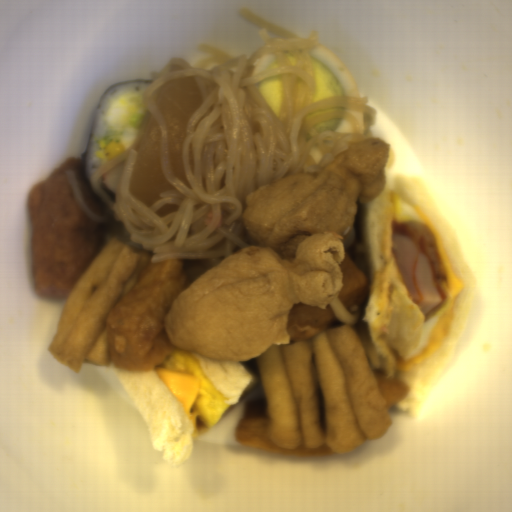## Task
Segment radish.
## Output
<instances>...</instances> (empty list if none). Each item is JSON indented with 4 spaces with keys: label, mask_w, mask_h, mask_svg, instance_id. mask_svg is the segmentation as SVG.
I'll return each mask as SVG.
<instances>
[{
    "label": "radish",
    "mask_w": 512,
    "mask_h": 512,
    "mask_svg": "<svg viewBox=\"0 0 512 512\" xmlns=\"http://www.w3.org/2000/svg\"><path fill=\"white\" fill-rule=\"evenodd\" d=\"M160 147V129L147 110L131 147L137 156L129 182V192L148 208L161 199L160 193L176 189L162 174Z\"/></svg>",
    "instance_id": "8e3532e8"
},
{
    "label": "radish",
    "mask_w": 512,
    "mask_h": 512,
    "mask_svg": "<svg viewBox=\"0 0 512 512\" xmlns=\"http://www.w3.org/2000/svg\"><path fill=\"white\" fill-rule=\"evenodd\" d=\"M156 100L165 127L170 168L178 181L191 188L184 171L182 148L188 121L203 104L194 75L167 81Z\"/></svg>",
    "instance_id": "1f323893"
}]
</instances>
